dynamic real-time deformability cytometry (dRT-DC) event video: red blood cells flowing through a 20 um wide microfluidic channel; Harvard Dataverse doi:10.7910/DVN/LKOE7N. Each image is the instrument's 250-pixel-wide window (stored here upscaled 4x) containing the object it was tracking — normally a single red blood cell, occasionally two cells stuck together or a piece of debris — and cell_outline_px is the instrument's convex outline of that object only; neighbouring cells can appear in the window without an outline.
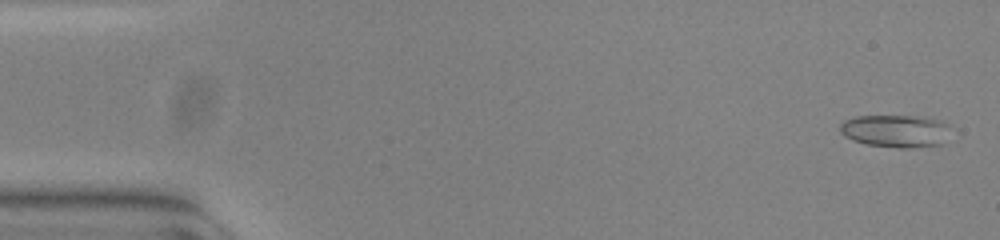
{"species": "common noctule bat (a hibernating species)", "species_latin": "Nyctalus noctula", "temperature_condition": "warm", "stored_images_in_passage": 54, "camera_frame_rate_fps": 3000, "um_per_image_px": 0.085, "animal": {"sex": "female", "body_mass_g": 23.0, "forearm_length_mm": 53.4}, "frame": {"image": 1, "passage_image": 2, "time_ms": 0.333, "image_size_px": [1000, 240], "cell_outline_px": [[944, 124], [940, 144], [912, 148], [900, 148], [868, 144], [852, 140], [844, 136], [840, 132], [840, 124], [844, 120], [856, 116], [912, 116], [940, 120]], "centroid_in_image_um": [75.95, 11.13], "position_along_channel_um": 9.1, "area_um2": 20.17}}
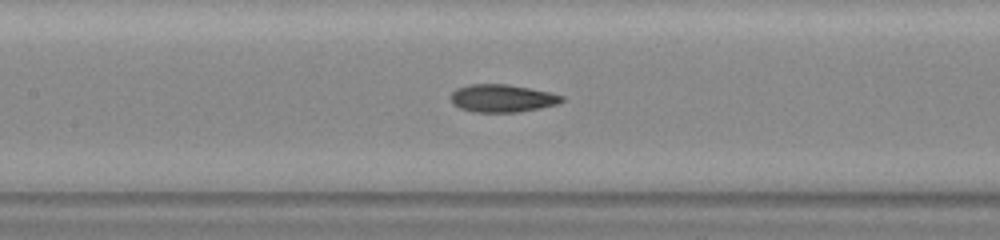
{"frame": {"image": 2, "passage_image": 25, "time_ms": 8.0, "image_size_px": [1000, 240], "cell_outline_px": [[564, 100], [556, 104], [540, 108], [520, 112], [472, 112], [460, 108], [452, 104], [452, 92], [456, 88], [468, 84], [508, 84], [552, 92], [564, 96]], "centroid_in_image_um": [42.69, 8.35], "position_along_channel_um": 164.7, "area_um2": 18.09}}
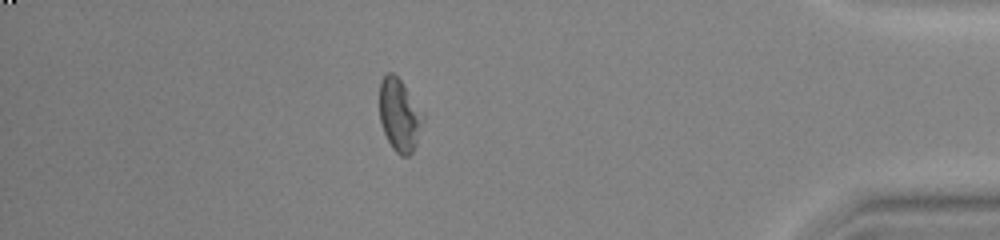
{"frame": {"image": 3, "passage_image": 47, "time_ms": 15.333, "image_size_px": [1000, 240], "cell_outline_px": [[424, 120], [412, 152], [408, 156], [400, 156], [392, 148], [384, 132], [380, 120], [380, 80], [388, 72], [392, 72], [400, 80], [424, 112]], "centroid_in_image_um": [33.96, 9.78], "position_along_channel_um": 401.2, "area_um2": 18.26}, "authors_computed_cell_mechanics": {"area_um2": 18.4093, "velocity_mm_per_s": 3.824, "shape_relaxation_time_tau1_ms": null, "shape_relaxation_time_tau2_ms": 2.2234, "deformation_change_tau1": null, "deformation_change_tau2": 0.0848}}